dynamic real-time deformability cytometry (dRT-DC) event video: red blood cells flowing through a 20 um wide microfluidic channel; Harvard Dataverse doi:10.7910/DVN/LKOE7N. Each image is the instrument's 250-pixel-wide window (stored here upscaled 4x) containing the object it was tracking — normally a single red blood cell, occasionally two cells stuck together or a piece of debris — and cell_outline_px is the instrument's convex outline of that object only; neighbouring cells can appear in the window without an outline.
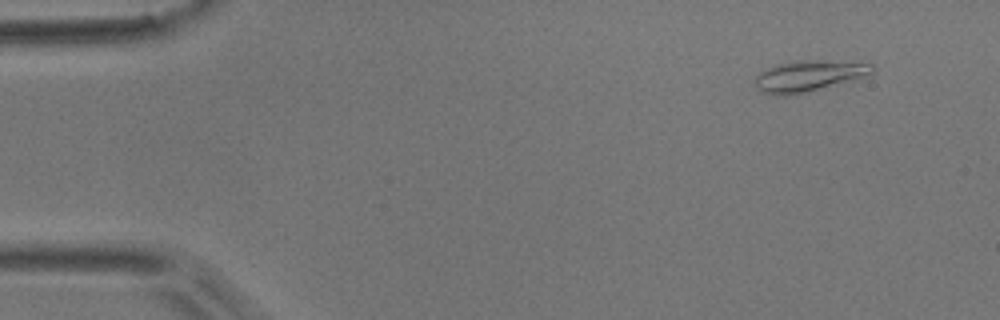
{"species": "common noctule bat (a hibernating species)", "species_latin": "Nyctalus noctula", "temperature_condition": "room temperature", "stored_images_in_passage": 2, "camera_frame_rate_fps": 3000, "um_per_image_px": 0.085, "animal": {"sex": "male", "body_mass_g": 17.9}, "frame": {"image": 1, "passage_image": 1, "time_ms": 0.0, "image_size_px": [1000, 320], "cell_outline_px": [[876, 68], [872, 72], [860, 76], [816, 88], [784, 96], [776, 96], [764, 92], [756, 84], [756, 76], [760, 72], [776, 64], [796, 60], [808, 60], [872, 64]], "centroid_in_image_um": [68.63, 6.43], "position_along_channel_um": 16.4, "area_um2": 19.83}}